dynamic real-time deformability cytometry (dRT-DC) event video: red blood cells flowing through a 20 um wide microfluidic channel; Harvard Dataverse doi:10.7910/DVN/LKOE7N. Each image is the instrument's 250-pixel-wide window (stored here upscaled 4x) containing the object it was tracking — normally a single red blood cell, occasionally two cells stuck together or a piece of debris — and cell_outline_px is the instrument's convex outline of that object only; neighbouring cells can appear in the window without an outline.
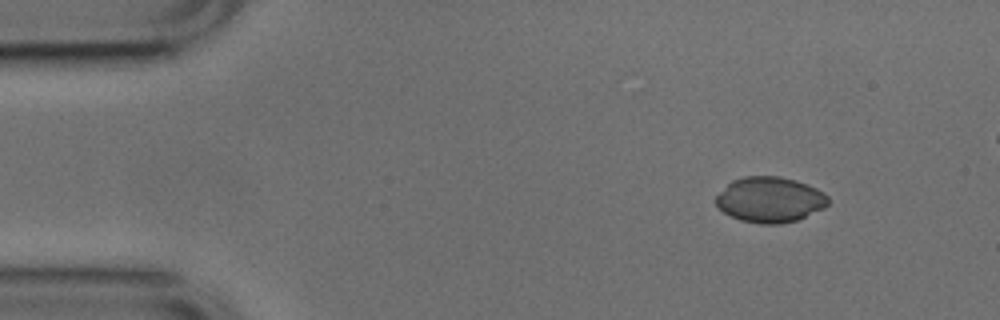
{"species": "common noctule bat (a hibernating species)", "species_latin": "Nyctalus noctula", "temperature_condition": "cold", "stored_images_in_passage": 45, "camera_frame_rate_fps": 3000, "um_per_image_px": 0.085, "animal": {"sex": "male", "body_mass_g": 17.9, "forearm_length_mm": 54.2}, "frame": {"image": 1, "passage_image": 1, "time_ms": 0.0, "image_size_px": [1000, 320], "cell_outline_px": [[828, 204], [824, 208], [796, 220], [780, 224], [760, 224], [740, 220], [724, 212], [716, 204], [716, 196], [732, 180], [744, 176], [780, 176], [796, 180], [808, 184], [824, 192], [828, 196]], "centroid_in_image_um": [65.46, 16.96], "position_along_channel_um": 19.5, "area_um2": 29.71}}
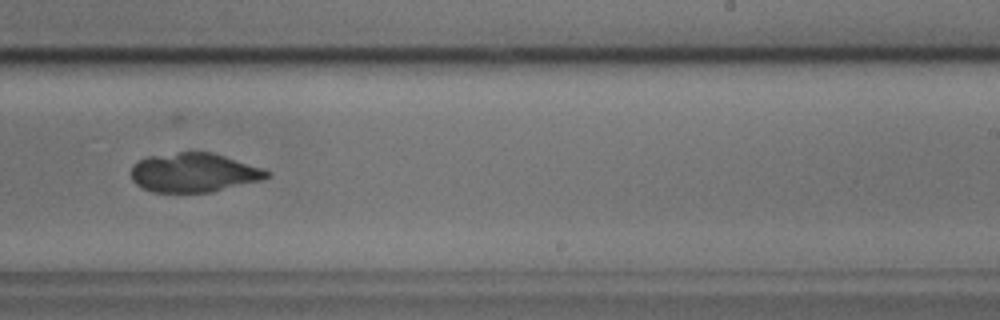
{"frame": {"image": 2, "passage_image": 27, "time_ms": 8.667, "image_size_px": [1000, 320], "cell_outline_px": [[272, 176], [260, 180], [212, 192], [152, 192], [136, 184], [132, 180], [132, 164], [136, 160], [148, 156], [180, 152], [212, 152], [264, 168], [272, 172]], "centroid_in_image_um": [16.49, 14.66], "position_along_channel_um": 272.5, "area_um2": 31.1}}
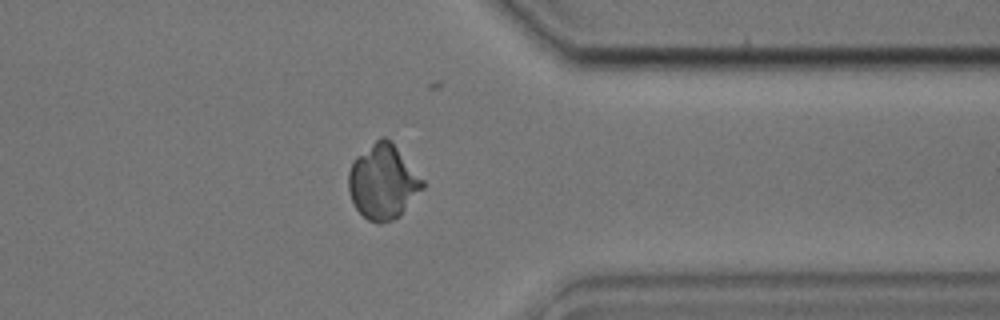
{"frame": {"image": 3, "passage_image": 36, "time_ms": 11.667, "image_size_px": [1000, 320], "cell_outline_px": [[424, 188], [400, 216], [392, 220], [380, 224], [368, 220], [356, 208], [348, 192], [348, 172], [352, 160], [356, 156], [380, 136], [384, 136], [396, 148], [424, 180]], "centroid_in_image_um": [32.53, 15.48], "position_along_channel_um": 378.9, "area_um2": 32.14}}